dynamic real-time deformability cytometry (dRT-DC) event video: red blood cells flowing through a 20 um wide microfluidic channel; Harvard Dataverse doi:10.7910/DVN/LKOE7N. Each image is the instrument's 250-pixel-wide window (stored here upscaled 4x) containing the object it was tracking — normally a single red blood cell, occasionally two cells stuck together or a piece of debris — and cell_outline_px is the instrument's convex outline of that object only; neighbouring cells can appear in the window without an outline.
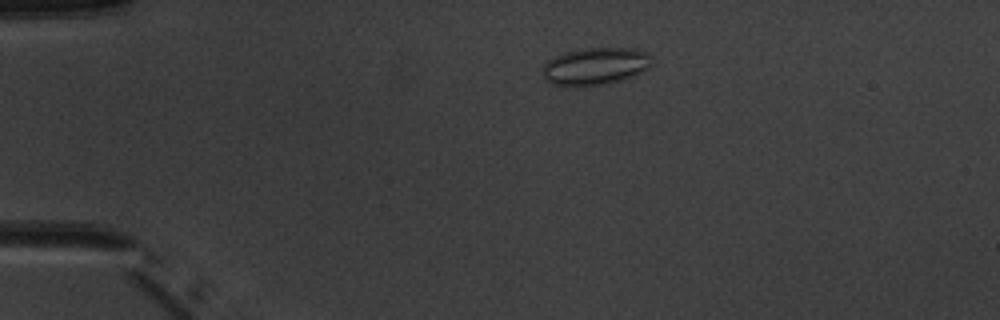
{"species": "common noctule bat (a hibernating species)", "species_latin": "Nyctalus noctula", "temperature_condition": "warm", "stored_images_in_passage": 4, "camera_frame_rate_fps": 3000, "um_per_image_px": 0.085, "animal": {"sex": "male", "body_mass_g": 20.1, "forearm_length_mm": 53.5}, "frame": {"image": 1, "passage_image": 2, "time_ms": 1.0, "image_size_px": [1000, 320], "cell_outline_px": [[652, 64], [648, 68], [632, 76], [620, 80], [604, 84], [572, 88], [552, 84], [544, 80], [540, 72], [544, 64], [548, 60], [564, 52], [588, 48], [632, 48], [648, 52], [652, 60]], "centroid_in_image_um": [50.55, 5.65], "position_along_channel_um": 34.5, "area_um2": 24.16}}
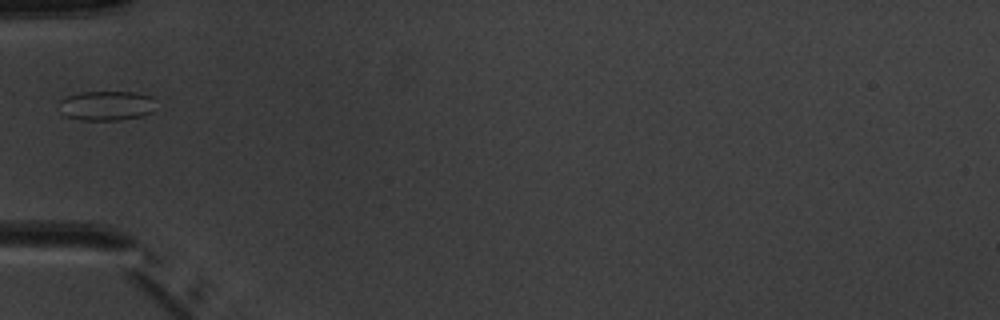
{"frame": {"image": 2, "passage_image": 4, "time_ms": 3.333, "image_size_px": [1000, 320], "cell_outline_px": [[152, 112], [144, 116], [120, 120], [80, 120], [64, 116], [60, 112], [60, 100], [68, 96], [80, 92], [136, 92], [152, 96]], "centroid_in_image_um": [9.02, 8.99], "position_along_channel_um": 76.0, "area_um2": 16.76}}